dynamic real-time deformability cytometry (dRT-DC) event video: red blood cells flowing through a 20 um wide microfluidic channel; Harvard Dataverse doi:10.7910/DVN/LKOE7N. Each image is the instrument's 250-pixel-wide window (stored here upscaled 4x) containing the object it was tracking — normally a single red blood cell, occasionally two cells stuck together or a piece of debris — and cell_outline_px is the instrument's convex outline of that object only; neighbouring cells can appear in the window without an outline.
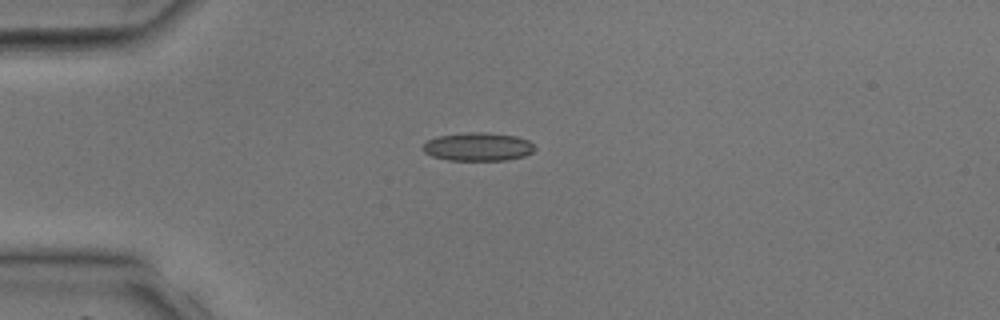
{"species": "common noctule bat (a hibernating species)", "species_latin": "Nyctalus noctula", "temperature_condition": "room temperature", "stored_images_in_passage": 29, "camera_frame_rate_fps": 3000, "um_per_image_px": 0.085, "animal": {"sex": "male", "body_mass_g": 17.9, "forearm_length_mm": 54.2}, "frame": {"image": 1, "passage_image": 1, "time_ms": 0.0, "image_size_px": [1000, 320], "cell_outline_px": [[536, 148], [532, 152], [524, 156], [504, 160], [448, 160], [432, 156], [424, 152], [420, 148], [428, 140], [436, 136], [468, 132], [484, 132], [516, 136], [528, 140]], "centroid_in_image_um": [40.6, 12.47], "position_along_channel_um": 44.4, "area_um2": 18.5}}
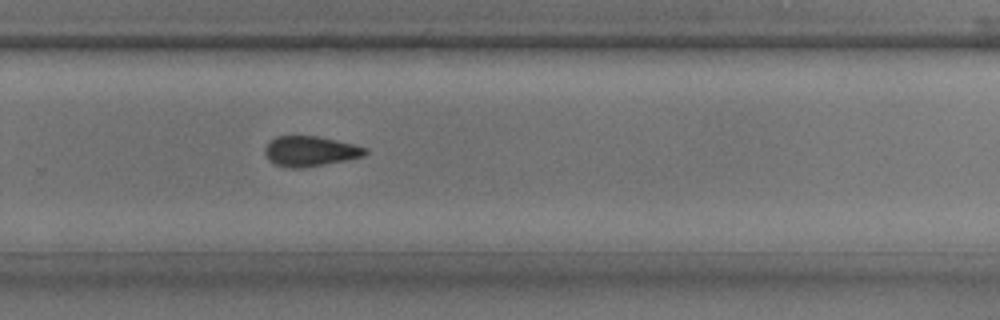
{"frame": {"image": 2, "passage_image": 17, "time_ms": 5.333, "image_size_px": [1000, 320], "cell_outline_px": [[368, 152], [364, 156], [344, 160], [296, 168], [288, 168], [276, 164], [268, 160], [264, 152], [264, 148], [276, 136], [316, 136], [352, 144], [368, 148]], "centroid_in_image_um": [26.34, 12.84], "position_along_channel_um": 303.5, "area_um2": 17.22}}
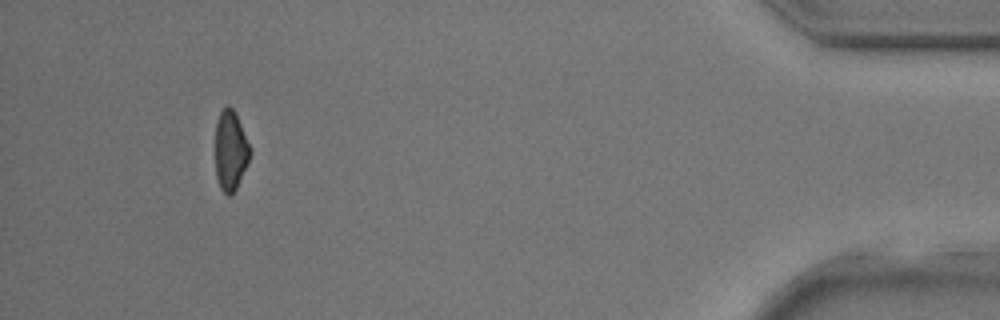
{"frame": {"image": 3, "passage_image": 27, "time_ms": 8.667, "image_size_px": [1000, 320], "cell_outline_px": [[252, 152], [248, 164], [236, 188], [228, 196], [220, 188], [216, 176], [216, 120], [220, 112], [228, 104], [236, 112], [252, 148]], "centroid_in_image_um": [19.62, 12.76], "position_along_channel_um": 415.6, "area_um2": 16.42}}